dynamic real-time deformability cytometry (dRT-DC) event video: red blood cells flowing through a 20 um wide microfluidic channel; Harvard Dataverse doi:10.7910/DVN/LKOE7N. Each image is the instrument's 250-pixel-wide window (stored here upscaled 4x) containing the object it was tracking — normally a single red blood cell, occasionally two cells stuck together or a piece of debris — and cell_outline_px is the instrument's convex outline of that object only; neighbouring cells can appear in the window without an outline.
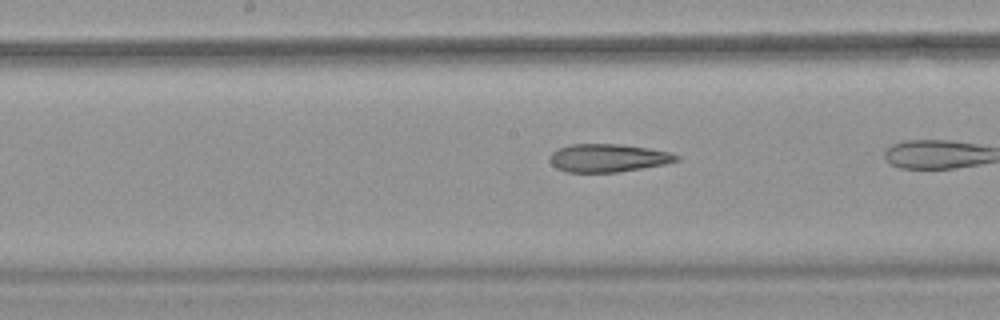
{"species": "common noctule bat (a hibernating species)", "species_latin": "Nyctalus noctula", "temperature_condition": "warm", "stored_images_in_passage": 12, "camera_frame_rate_fps": 3000, "um_per_image_px": 0.085, "animal": {"sex": "female", "body_mass_g": 18.4}, "frame": {"image": 1, "passage_image": 10, "time_ms": 3.0, "image_size_px": [1000, 320], "cell_outline_px": [[680, 160], [664, 164], [616, 172], [568, 172], [556, 168], [548, 160], [548, 156], [552, 152], [560, 148], [572, 144], [620, 144], [648, 148], [668, 152], [680, 156]], "centroid_in_image_um": [51.65, 13.42], "position_along_channel_um": 196.5, "area_um2": 20.58}}